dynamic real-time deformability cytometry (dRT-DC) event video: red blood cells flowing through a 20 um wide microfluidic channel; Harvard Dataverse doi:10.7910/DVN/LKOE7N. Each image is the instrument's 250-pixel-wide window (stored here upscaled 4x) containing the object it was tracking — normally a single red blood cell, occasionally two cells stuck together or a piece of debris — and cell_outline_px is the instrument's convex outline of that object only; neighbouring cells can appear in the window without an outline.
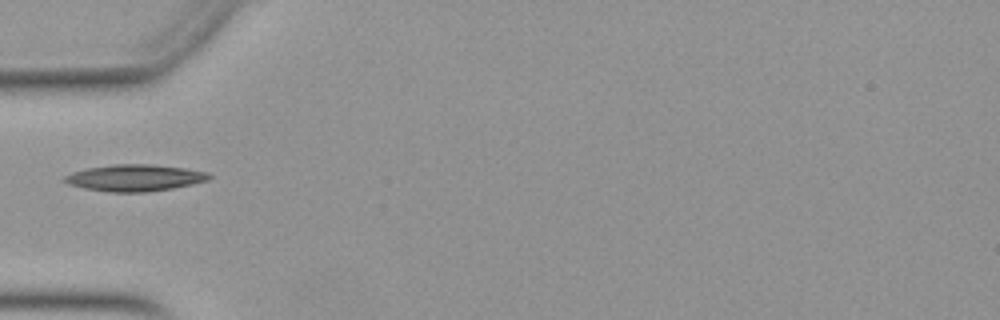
{"species": "Egyptian fruit bat (a non-hibernating species)", "species_latin": "Rousettus aegyptiacus", "temperature_condition": "warm", "stored_images_in_passage": 29, "camera_frame_rate_fps": 3000, "um_per_image_px": 0.085, "animal": {"sex": "female"}, "frame": {"image": 1, "passage_image": 1, "time_ms": 0.0, "image_size_px": [1000, 320], "cell_outline_px": [[212, 176], [208, 180], [192, 184], [172, 188], [148, 192], [108, 192], [84, 188], [68, 184], [60, 180], [64, 176], [72, 172], [84, 168], [112, 164], [152, 164], [184, 168], [208, 172]], "centroid_in_image_um": [11.41, 15.11], "position_along_channel_um": 73.6, "area_um2": 22.66}}
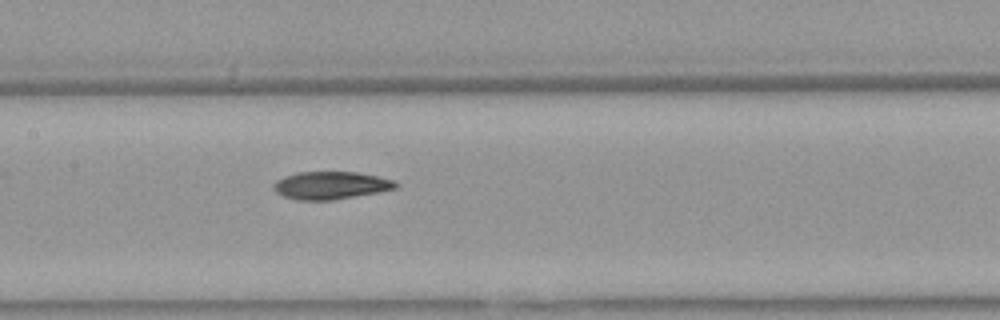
{"frame": {"image": 2, "passage_image": 9, "time_ms": 2.667, "image_size_px": [1000, 320], "cell_outline_px": [[400, 184], [396, 188], [380, 192], [332, 200], [296, 200], [284, 196], [276, 192], [272, 188], [272, 184], [276, 180], [284, 176], [296, 172], [356, 172], [396, 180]], "centroid_in_image_um": [28.11, 15.75], "position_along_channel_um": 179.3, "area_um2": 19.88}}
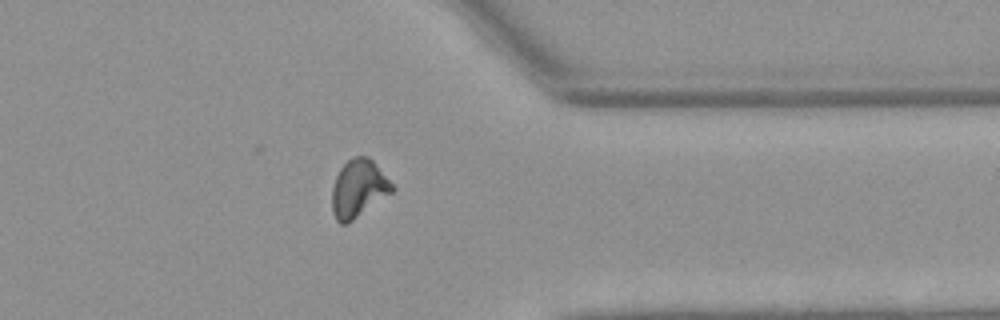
{"frame": {"image": 3, "passage_image": 25, "time_ms": 8.0, "image_size_px": [1000, 320], "cell_outline_px": [[396, 188], [392, 192], [348, 224], [340, 224], [336, 220], [332, 212], [332, 188], [336, 176], [340, 168], [348, 160], [356, 156], [368, 156], [372, 160]], "centroid_in_image_um": [30.45, 16.05], "position_along_channel_um": 380.9, "area_um2": 20.11}}